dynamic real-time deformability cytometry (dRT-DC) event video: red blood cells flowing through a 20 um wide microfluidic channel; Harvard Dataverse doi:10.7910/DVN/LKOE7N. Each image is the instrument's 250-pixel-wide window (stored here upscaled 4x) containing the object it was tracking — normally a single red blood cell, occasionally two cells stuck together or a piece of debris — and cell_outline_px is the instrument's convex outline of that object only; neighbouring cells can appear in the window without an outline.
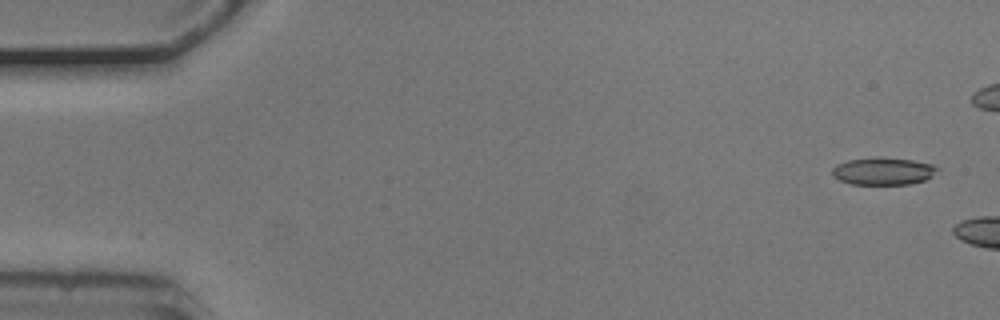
{"species": "common noctule bat (a hibernating species)", "species_latin": "Nyctalus noctula", "temperature_condition": "cold", "stored_images_in_passage": 3, "camera_frame_rate_fps": 3000, "um_per_image_px": 0.085, "animal": {"sex": "male", "body_mass_g": 20.5, "forearm_length_mm": 52.5}, "frame": {"image": 1, "passage_image": 1, "time_ms": 0.0, "image_size_px": [1000, 320], "cell_outline_px": [[940, 168], [932, 176], [924, 180], [908, 184], [852, 184], [840, 180], [832, 176], [832, 168], [836, 164], [848, 160], [912, 160], [932, 164]], "centroid_in_image_um": [75.07, 14.59], "position_along_channel_um": 9.9, "area_um2": 15.95}}